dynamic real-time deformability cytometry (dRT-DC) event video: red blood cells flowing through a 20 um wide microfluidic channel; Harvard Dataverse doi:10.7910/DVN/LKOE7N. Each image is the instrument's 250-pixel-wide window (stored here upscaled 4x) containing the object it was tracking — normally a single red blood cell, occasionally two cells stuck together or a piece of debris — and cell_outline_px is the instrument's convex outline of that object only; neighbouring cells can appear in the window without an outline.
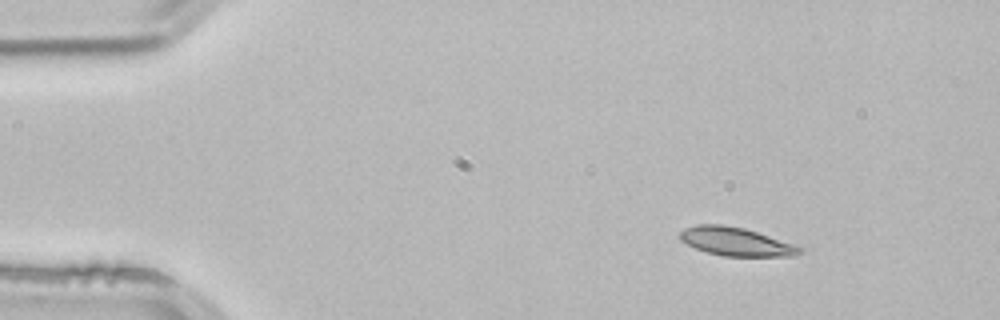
{"species": "common noctule bat (a hibernating species)", "species_latin": "Nyctalus noctula", "temperature_condition": "room temperature", "stored_images_in_passage": 3, "camera_frame_rate_fps": 3000, "um_per_image_px": 0.085, "animal": {"sex": "male", "body_mass_g": 21.5, "forearm_length_mm": 52.0}, "frame": {"image": 1, "passage_image": 1, "time_ms": 0.0, "image_size_px": [1000, 320], "cell_outline_px": [[804, 252], [796, 256], [724, 256], [708, 252], [696, 248], [680, 240], [680, 232], [684, 228], [696, 224], [720, 224], [744, 228], [804, 248]], "centroid_in_image_um": [62.56, 20.54], "position_along_channel_um": 22.4, "area_um2": 19.65}}
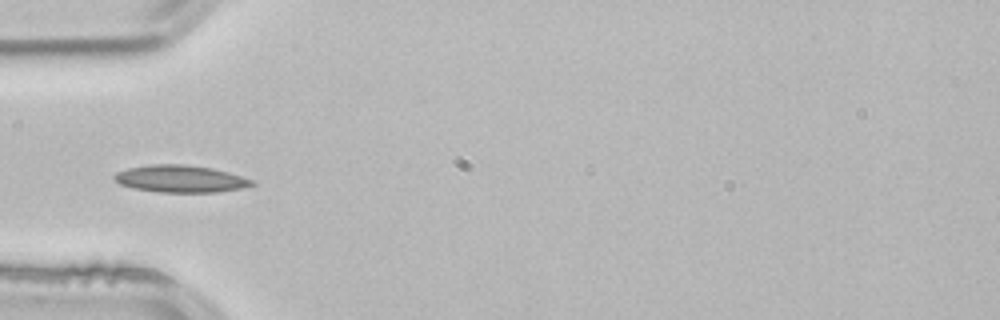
{"frame": {"image": 2, "passage_image": 3, "time_ms": 0.667, "image_size_px": [1000, 320], "cell_outline_px": [[256, 184], [240, 188], [216, 192], [160, 192], [132, 188], [120, 184], [112, 180], [112, 176], [116, 172], [128, 168], [148, 164], [184, 164], [212, 168], [228, 172], [252, 180]], "centroid_in_image_um": [15.26, 15.19], "position_along_channel_um": 69.7, "area_um2": 21.79}}